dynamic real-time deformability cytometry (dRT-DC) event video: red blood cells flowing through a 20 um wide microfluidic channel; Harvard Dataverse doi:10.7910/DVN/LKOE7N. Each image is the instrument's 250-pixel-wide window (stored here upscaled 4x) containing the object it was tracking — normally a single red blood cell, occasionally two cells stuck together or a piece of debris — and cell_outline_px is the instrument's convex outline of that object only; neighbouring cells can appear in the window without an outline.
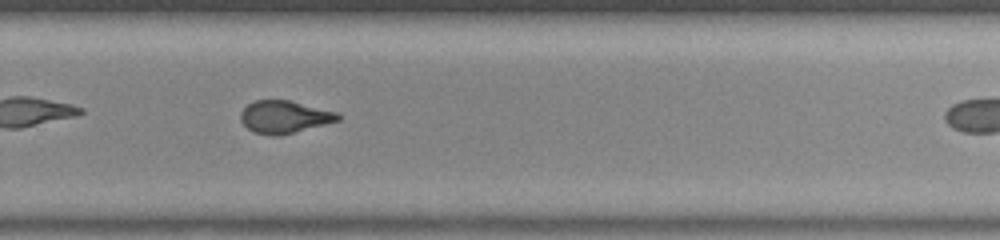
{"species": "common noctule bat (a hibernating species)", "species_latin": "Nyctalus noctula", "temperature_condition": "room temperature", "stored_images_in_passage": 36, "camera_frame_rate_fps": 3000, "um_per_image_px": 0.085, "animal": {"sex": "male", "body_mass_g": 20.0, "forearm_length_mm": 53.3}, "frame": {"image": 1, "passage_image": 26, "time_ms": 8.333, "image_size_px": [1000, 240], "cell_outline_px": [[340, 120], [280, 136], [276, 136], [252, 132], [240, 120], [240, 112], [248, 104], [256, 100], [288, 100], [336, 112], [340, 116]], "centroid_in_image_um": [24.14, 9.94], "position_along_channel_um": 305.7, "area_um2": 18.26}, "authors_computed_cell_mechanics": {"area_um2": 18.8428, "velocity_mm_per_s": 3.8941, "shape_relaxation_time_tau1_ms": null, "shape_relaxation_time_tau2_ms": 1.283, "deformation_change_tau1": null, "deformation_change_tau2": 0.0704}}